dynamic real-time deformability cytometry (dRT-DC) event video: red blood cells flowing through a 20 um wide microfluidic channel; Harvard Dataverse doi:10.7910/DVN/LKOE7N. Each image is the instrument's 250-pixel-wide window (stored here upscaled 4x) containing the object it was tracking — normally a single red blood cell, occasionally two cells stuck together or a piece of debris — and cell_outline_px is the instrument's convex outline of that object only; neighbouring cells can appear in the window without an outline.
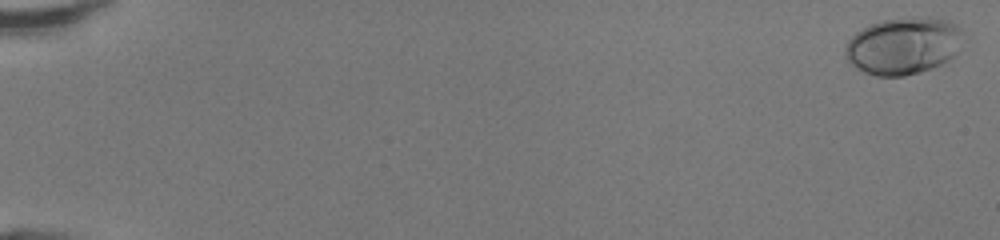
{"species": "human", "species_latin": "Homo sapiens", "temperature_condition": "room temperature", "stored_images_in_passage": 50, "camera_frame_rate_fps": 3000, "um_per_image_px": 0.085, "donor": {"sex": "female"}, "frame": {"image": 1, "passage_image": 2, "time_ms": 0.333, "image_size_px": [1000, 240], "cell_outline_px": [[960, 32], [956, 52], [948, 60], [932, 68], [920, 72], [904, 76], [876, 76], [864, 72], [856, 68], [844, 56], [844, 48], [848, 40], [856, 32], [880, 20], [928, 16], [948, 20], [956, 24], [960, 28]], "centroid_in_image_um": [76.73, 3.89], "position_along_channel_um": 8.3, "area_um2": 38.96}}
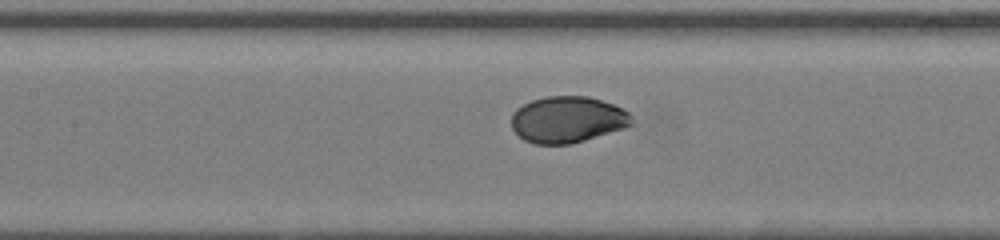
{"frame": {"image": 2, "passage_image": 26, "time_ms": 8.333, "image_size_px": [1000, 240], "cell_outline_px": [[632, 124], [624, 128], [584, 140], [568, 144], [536, 144], [524, 140], [512, 128], [512, 112], [516, 108], [532, 100], [548, 96], [588, 96], [612, 104], [628, 112], [632, 116]], "centroid_in_image_um": [48.22, 10.16], "position_along_channel_um": 159.2, "area_um2": 32.25}}
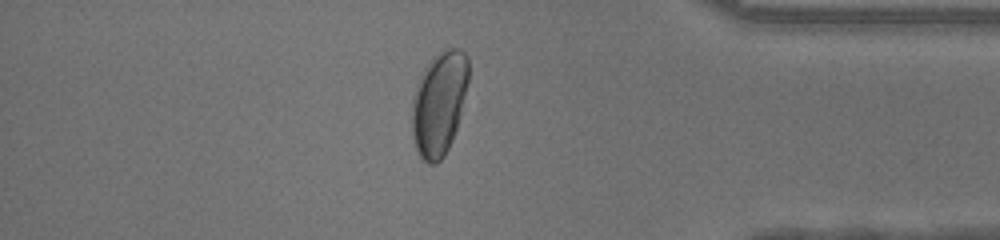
{"frame": {"image": 3, "passage_image": 44, "time_ms": 14.333, "image_size_px": [1000, 240], "cell_outline_px": [[468, 80], [456, 128], [452, 140], [444, 156], [436, 164], [428, 164], [420, 156], [416, 148], [412, 136], [412, 96], [416, 84], [424, 68], [436, 52], [448, 48], [460, 48], [468, 56]], "centroid_in_image_um": [37.3, 8.76], "position_along_channel_um": 397.9, "area_um2": 34.22}, "authors_computed_cell_mechanics": {"area_um2": 33.2639, "velocity_mm_per_s": 4.3055, "shape_relaxation_time_tau1_ms": 3.0599, "shape_relaxation_time_tau2_ms": null, "deformation_change_tau1": 0.1522, "deformation_change_tau2": null}}